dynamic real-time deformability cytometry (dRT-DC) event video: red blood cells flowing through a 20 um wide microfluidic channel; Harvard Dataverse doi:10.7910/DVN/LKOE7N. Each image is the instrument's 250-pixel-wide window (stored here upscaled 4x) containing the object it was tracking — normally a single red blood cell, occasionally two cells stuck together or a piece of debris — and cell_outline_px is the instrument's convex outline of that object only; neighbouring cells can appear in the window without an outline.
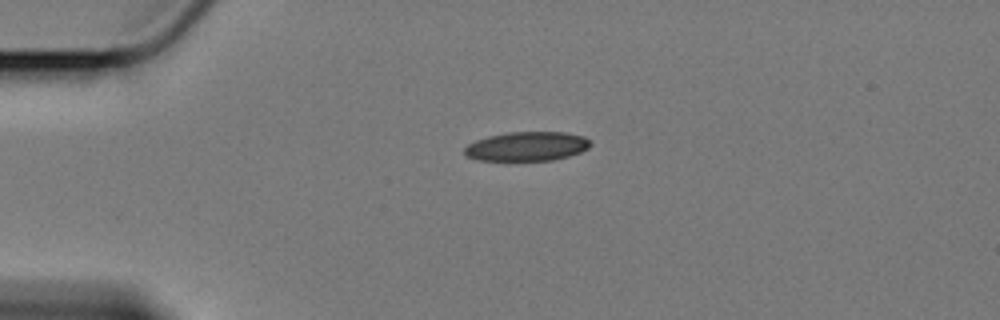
{"species": "Egyptian fruit bat (a non-hibernating species)", "species_latin": "Rousettus aegyptiacus", "temperature_condition": "cold", "stored_images_in_passage": 39, "camera_frame_rate_fps": 3000, "um_per_image_px": 0.085, "animal": {"sex": "female"}, "frame": {"image": 1, "passage_image": 1, "time_ms": 0.0, "image_size_px": [1000, 320], "cell_outline_px": [[592, 144], [588, 148], [580, 152], [568, 156], [552, 160], [476, 160], [464, 156], [464, 148], [468, 144], [476, 140], [488, 136], [508, 132], [564, 132], [584, 136]], "centroid_in_image_um": [44.76, 12.44], "position_along_channel_um": 40.2, "area_um2": 21.44}}
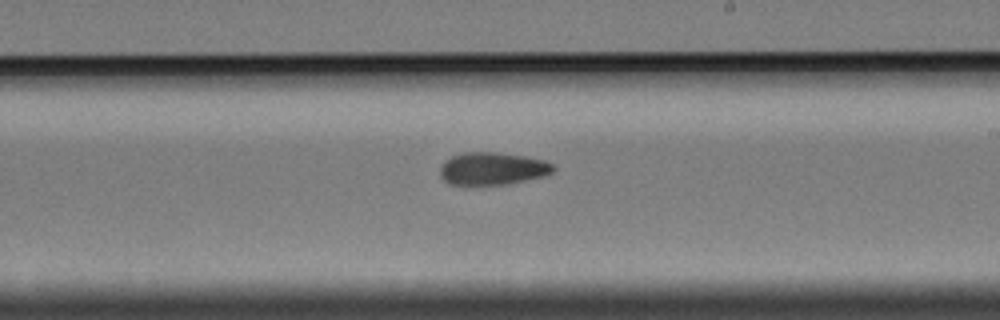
{"frame": {"image": 2, "passage_image": 22, "time_ms": 7.0, "image_size_px": [1000, 320], "cell_outline_px": [[556, 168], [552, 172], [544, 176], [504, 184], [448, 184], [440, 176], [440, 168], [444, 160], [452, 156], [464, 152], [496, 152], [524, 156], [544, 160], [552, 164]], "centroid_in_image_um": [41.84, 14.32], "position_along_channel_um": 247.2, "area_um2": 21.33}}
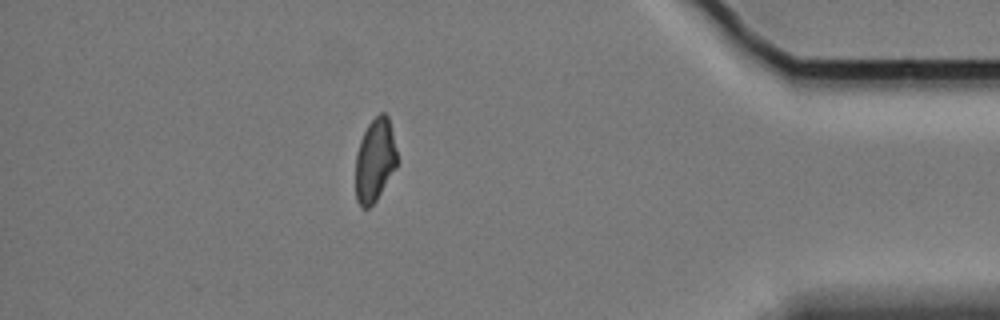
{"frame": {"image": 3, "passage_image": 39, "time_ms": 12.667, "image_size_px": [1000, 320], "cell_outline_px": [[396, 168], [376, 200], [368, 208], [360, 208], [356, 200], [356, 156], [360, 140], [368, 124], [380, 112], [384, 112], [388, 116], [392, 132], [396, 152]], "centroid_in_image_um": [31.85, 13.63], "position_along_channel_um": 403.3, "area_um2": 19.94}, "authors_computed_cell_mechanics": {"area_um2": 21.4438, "velocity_mm_per_s": 3.3999, "shape_relaxation_time_tau1_ms": null, "shape_relaxation_time_tau2_ms": 8.6047, "deformation_change_tau1": null, "deformation_change_tau2": 0.1454}}